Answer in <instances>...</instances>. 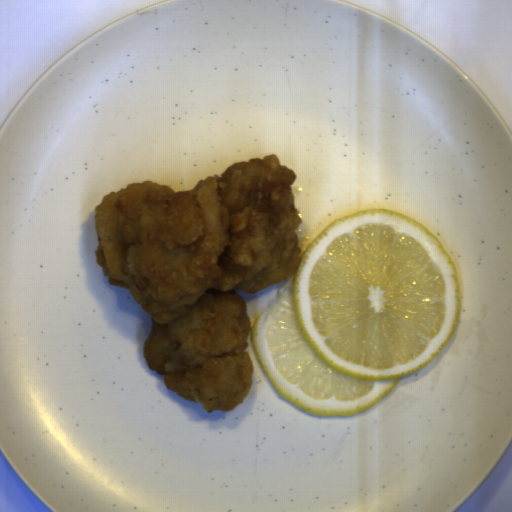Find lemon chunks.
Wrapping results in <instances>:
<instances>
[{
  "mask_svg": "<svg viewBox=\"0 0 512 512\" xmlns=\"http://www.w3.org/2000/svg\"><path fill=\"white\" fill-rule=\"evenodd\" d=\"M462 312L457 267L425 226L390 209L332 221L253 319L259 361L288 400L361 414L438 357Z\"/></svg>",
  "mask_w": 512,
  "mask_h": 512,
  "instance_id": "obj_1",
  "label": "lemon chunks"
}]
</instances>
